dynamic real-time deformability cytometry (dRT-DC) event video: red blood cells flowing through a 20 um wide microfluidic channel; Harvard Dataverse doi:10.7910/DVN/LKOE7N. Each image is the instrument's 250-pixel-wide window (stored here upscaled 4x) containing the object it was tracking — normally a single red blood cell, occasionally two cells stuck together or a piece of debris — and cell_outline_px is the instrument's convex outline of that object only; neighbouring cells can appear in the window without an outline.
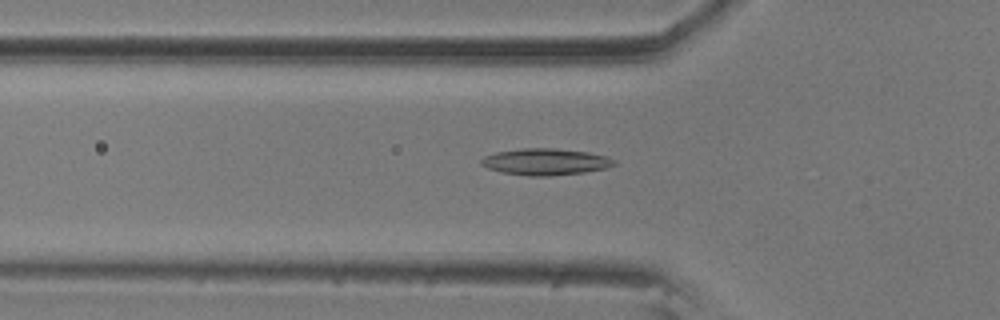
{"species": "common noctule bat (a hibernating species)", "species_latin": "Nyctalus noctula", "temperature_condition": "room temperature", "stored_images_in_passage": 57, "camera_frame_rate_fps": 3000, "um_per_image_px": 0.085, "animal": {"sex": "male", "body_mass_g": 20.5, "forearm_length_mm": 52.5}, "frame": {"image": 1, "passage_image": 19, "time_ms": 6.0, "image_size_px": [1000, 320], "cell_outline_px": [[616, 164], [604, 168], [584, 172], [548, 176], [528, 176], [500, 172], [488, 168], [480, 164], [480, 160], [484, 156], [496, 152], [520, 148], [556, 148], [588, 152], [604, 156], [616, 160]], "centroid_in_image_um": [46.32, 13.75], "position_along_channel_um": 79.5, "area_um2": 20.58}}
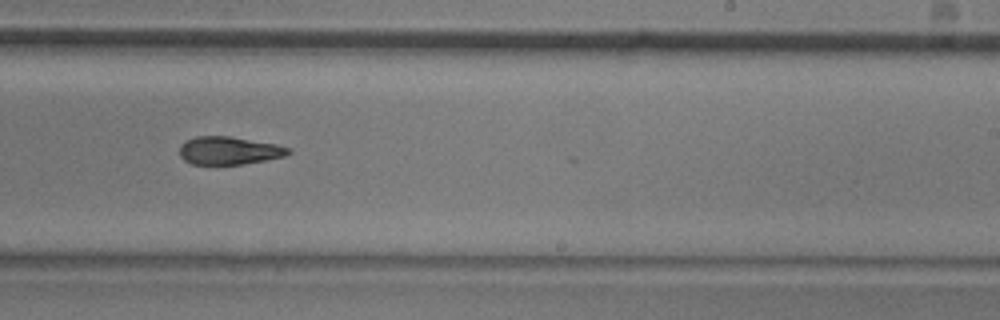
{"frame": {"image": 2, "passage_image": 35, "time_ms": 11.333, "image_size_px": [1000, 320], "cell_outline_px": [[292, 152], [284, 156], [244, 164], [192, 164], [184, 160], [180, 156], [180, 144], [184, 140], [196, 136], [228, 136], [276, 144], [292, 148]], "centroid_in_image_um": [19.45, 12.79], "position_along_channel_um": 269.5, "area_um2": 17.74}}
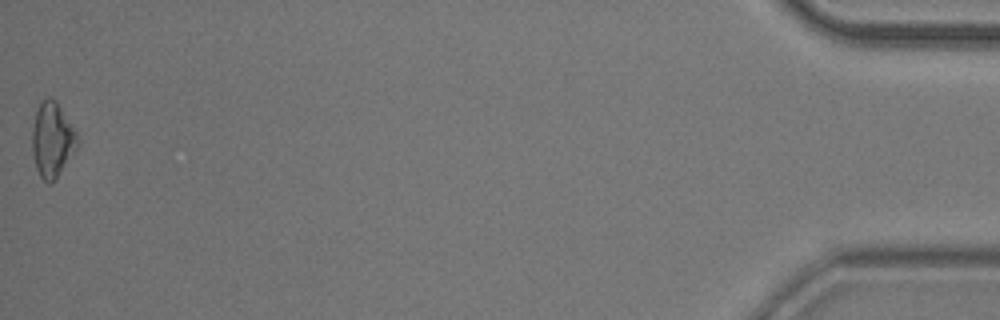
{"frame": {"image": 3, "passage_image": 57, "time_ms": 18.667, "image_size_px": [1000, 320], "cell_outline_px": [[80, 140], [76, 148], [56, 180], [52, 184], [48, 184], [40, 176], [36, 168], [32, 152], [32, 132], [36, 112], [40, 104], [48, 96], [56, 100], [76, 132]], "centroid_in_image_um": [4.44, 11.91], "position_along_channel_um": 430.8, "area_um2": 19.65}, "authors_computed_cell_mechanics": {"area_um2": 18.9006, "velocity_mm_per_s": 3.5405, "shape_relaxation_time_tau1_ms": 6.9129, "shape_relaxation_time_tau2_ms": 7.34, "deformation_change_tau1": 0.1645, "deformation_change_tau2": 0.1686}}